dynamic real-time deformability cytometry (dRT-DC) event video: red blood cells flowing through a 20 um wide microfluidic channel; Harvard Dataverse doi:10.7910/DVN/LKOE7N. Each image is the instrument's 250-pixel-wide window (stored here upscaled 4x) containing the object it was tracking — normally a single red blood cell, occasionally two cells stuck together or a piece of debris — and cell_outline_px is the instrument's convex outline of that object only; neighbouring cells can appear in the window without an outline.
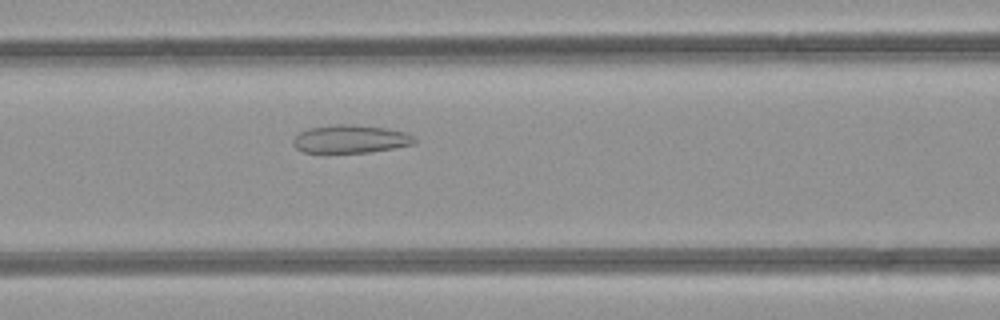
{"species": "common noctule bat (a hibernating species)", "species_latin": "Nyctalus noctula", "temperature_condition": "room temperature", "stored_images_in_passage": 28, "camera_frame_rate_fps": 3000, "um_per_image_px": 0.085, "animal": {"sex": "female", "body_mass_g": 21.9}, "frame": {"image": 1, "passage_image": 7, "time_ms": 2.0, "image_size_px": [1000, 320], "cell_outline_px": [[416, 144], [368, 152], [304, 152], [296, 148], [292, 144], [292, 140], [300, 132], [308, 128], [336, 124], [352, 124], [388, 128], [404, 132], [412, 136], [416, 140]], "centroid_in_image_um": [29.78, 11.8], "position_along_channel_um": 136.8, "area_um2": 19.77}}
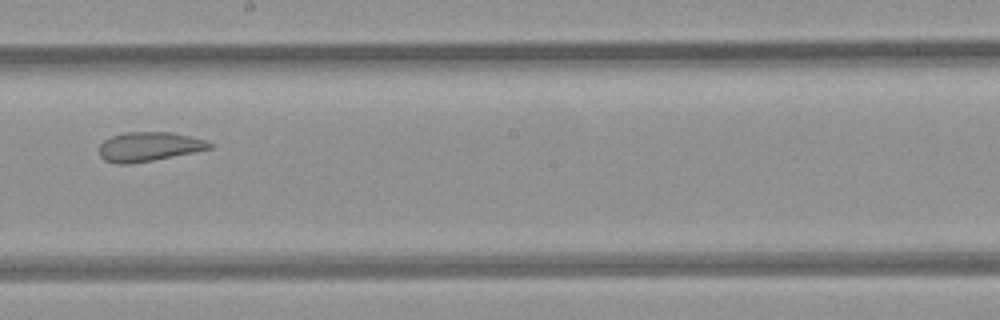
{"frame": {"image": 2, "passage_image": 14, "time_ms": 4.333, "image_size_px": [1000, 320], "cell_outline_px": [[212, 148], [152, 160], [128, 164], [116, 164], [104, 160], [100, 156], [100, 144], [104, 140], [112, 136], [124, 132], [172, 132], [208, 140], [212, 144]], "centroid_in_image_um": [12.65, 12.45], "position_along_channel_um": 235.6, "area_um2": 18.73}}
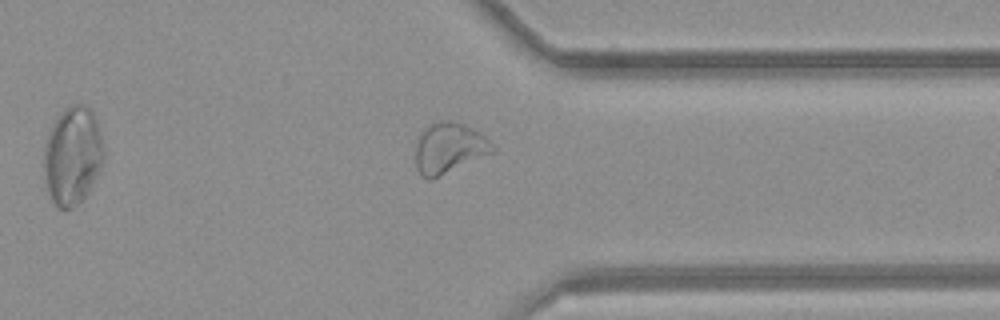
{"frame": {"image": 3, "passage_image": 24, "time_ms": 7.667, "image_size_px": [1000, 320], "cell_outline_px": [[496, 152], [432, 180], [428, 180], [420, 176], [416, 168], [416, 136], [428, 124], [440, 120], [448, 120], [464, 124], [480, 132], [496, 148]], "centroid_in_image_um": [38.15, 12.6], "position_along_channel_um": 373.2, "area_um2": 23.35}, "authors_computed_cell_mechanics": {"area_um2": 20.0566, "velocity_mm_per_s": 4.2344, "shape_relaxation_time_tau1_ms": null, "shape_relaxation_time_tau2_ms": 1.8288, "deformation_change_tau1": null, "deformation_change_tau2": 0.0824}}